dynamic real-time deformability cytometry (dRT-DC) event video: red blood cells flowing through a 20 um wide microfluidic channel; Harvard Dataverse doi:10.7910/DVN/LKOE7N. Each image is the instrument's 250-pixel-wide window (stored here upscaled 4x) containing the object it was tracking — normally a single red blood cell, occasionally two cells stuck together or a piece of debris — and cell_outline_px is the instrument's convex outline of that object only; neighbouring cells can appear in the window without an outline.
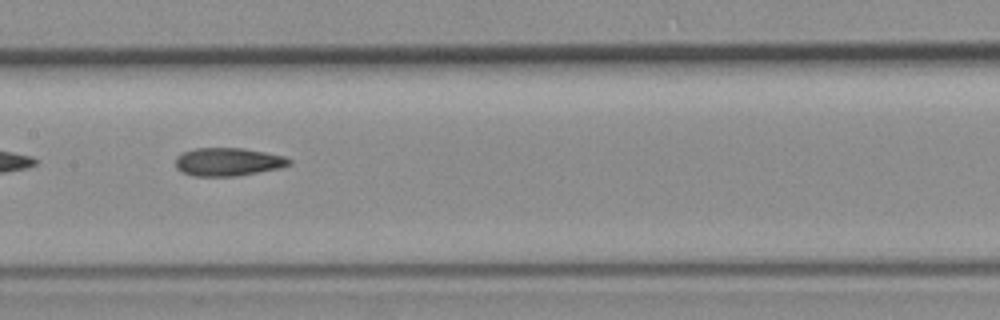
{"species": "common noctule bat (a hibernating species)", "species_latin": "Nyctalus noctula", "temperature_condition": "room temperature", "stored_images_in_passage": 34, "camera_frame_rate_fps": 3000, "um_per_image_px": 0.085, "animal": {"sex": "female", "body_mass_g": 19.3, "forearm_length_mm": 54.1}, "frame": {"image": 1, "passage_image": 10, "time_ms": 3.0, "image_size_px": [1000, 320], "cell_outline_px": [[292, 164], [280, 168], [236, 176], [192, 176], [180, 172], [176, 168], [176, 156], [184, 152], [196, 148], [244, 148], [284, 156], [292, 160]], "centroid_in_image_um": [19.37, 13.76], "position_along_channel_um": 188.0, "area_um2": 18.73}}
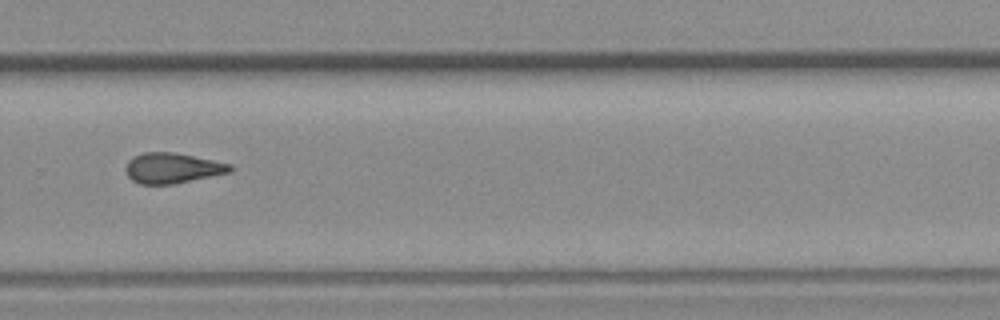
{"frame": {"image": 2, "passage_image": 20, "time_ms": 6.333, "image_size_px": [1000, 320], "cell_outline_px": [[232, 172], [172, 184], [140, 184], [132, 180], [128, 176], [124, 168], [128, 160], [132, 156], [144, 152], [176, 152], [232, 164]], "centroid_in_image_um": [14.63, 14.27], "position_along_channel_um": 315.2, "area_um2": 18.61}}